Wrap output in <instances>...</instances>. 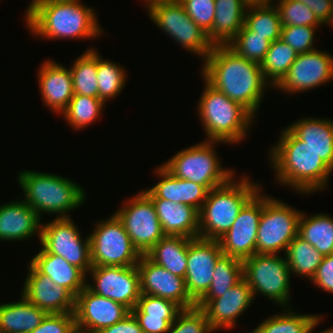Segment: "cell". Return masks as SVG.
<instances>
[{
    "instance_id": "obj_19",
    "label": "cell",
    "mask_w": 333,
    "mask_h": 333,
    "mask_svg": "<svg viewBox=\"0 0 333 333\" xmlns=\"http://www.w3.org/2000/svg\"><path fill=\"white\" fill-rule=\"evenodd\" d=\"M140 277L141 294L161 297L178 304L182 309L196 306L190 298L185 285V279L170 273L165 268L156 265L145 255H142L136 265Z\"/></svg>"
},
{
    "instance_id": "obj_17",
    "label": "cell",
    "mask_w": 333,
    "mask_h": 333,
    "mask_svg": "<svg viewBox=\"0 0 333 333\" xmlns=\"http://www.w3.org/2000/svg\"><path fill=\"white\" fill-rule=\"evenodd\" d=\"M223 254L219 240L194 238L188 244L186 290L197 303L207 292L214 275V267Z\"/></svg>"
},
{
    "instance_id": "obj_13",
    "label": "cell",
    "mask_w": 333,
    "mask_h": 333,
    "mask_svg": "<svg viewBox=\"0 0 333 333\" xmlns=\"http://www.w3.org/2000/svg\"><path fill=\"white\" fill-rule=\"evenodd\" d=\"M123 204L115 214L123 223L134 247L141 255H146L165 236L155 206L143 191Z\"/></svg>"
},
{
    "instance_id": "obj_9",
    "label": "cell",
    "mask_w": 333,
    "mask_h": 333,
    "mask_svg": "<svg viewBox=\"0 0 333 333\" xmlns=\"http://www.w3.org/2000/svg\"><path fill=\"white\" fill-rule=\"evenodd\" d=\"M301 213L280 199L263 195L256 254H278L282 251L285 253L289 243L298 235Z\"/></svg>"
},
{
    "instance_id": "obj_3",
    "label": "cell",
    "mask_w": 333,
    "mask_h": 333,
    "mask_svg": "<svg viewBox=\"0 0 333 333\" xmlns=\"http://www.w3.org/2000/svg\"><path fill=\"white\" fill-rule=\"evenodd\" d=\"M281 132L269 151V164L276 172V180L305 195L327 188L333 170L288 127Z\"/></svg>"
},
{
    "instance_id": "obj_42",
    "label": "cell",
    "mask_w": 333,
    "mask_h": 333,
    "mask_svg": "<svg viewBox=\"0 0 333 333\" xmlns=\"http://www.w3.org/2000/svg\"><path fill=\"white\" fill-rule=\"evenodd\" d=\"M183 309L173 301L148 294H141L137 305L131 310L135 317L176 319Z\"/></svg>"
},
{
    "instance_id": "obj_23",
    "label": "cell",
    "mask_w": 333,
    "mask_h": 333,
    "mask_svg": "<svg viewBox=\"0 0 333 333\" xmlns=\"http://www.w3.org/2000/svg\"><path fill=\"white\" fill-rule=\"evenodd\" d=\"M159 182L152 188L142 190L150 199H166L174 203L190 205L201 210L209 190L198 183L176 178L162 165L156 167Z\"/></svg>"
},
{
    "instance_id": "obj_43",
    "label": "cell",
    "mask_w": 333,
    "mask_h": 333,
    "mask_svg": "<svg viewBox=\"0 0 333 333\" xmlns=\"http://www.w3.org/2000/svg\"><path fill=\"white\" fill-rule=\"evenodd\" d=\"M205 312L198 307L183 309L170 326L168 333H213Z\"/></svg>"
},
{
    "instance_id": "obj_15",
    "label": "cell",
    "mask_w": 333,
    "mask_h": 333,
    "mask_svg": "<svg viewBox=\"0 0 333 333\" xmlns=\"http://www.w3.org/2000/svg\"><path fill=\"white\" fill-rule=\"evenodd\" d=\"M261 188L240 210L230 229L219 239L224 255L244 261L256 253V238L263 210Z\"/></svg>"
},
{
    "instance_id": "obj_6",
    "label": "cell",
    "mask_w": 333,
    "mask_h": 333,
    "mask_svg": "<svg viewBox=\"0 0 333 333\" xmlns=\"http://www.w3.org/2000/svg\"><path fill=\"white\" fill-rule=\"evenodd\" d=\"M234 180V181H233ZM262 188L246 176L233 177L213 188L199 211V238L219 240L235 222L242 207Z\"/></svg>"
},
{
    "instance_id": "obj_27",
    "label": "cell",
    "mask_w": 333,
    "mask_h": 333,
    "mask_svg": "<svg viewBox=\"0 0 333 333\" xmlns=\"http://www.w3.org/2000/svg\"><path fill=\"white\" fill-rule=\"evenodd\" d=\"M287 127L333 170V120L331 118L304 117Z\"/></svg>"
},
{
    "instance_id": "obj_22",
    "label": "cell",
    "mask_w": 333,
    "mask_h": 333,
    "mask_svg": "<svg viewBox=\"0 0 333 333\" xmlns=\"http://www.w3.org/2000/svg\"><path fill=\"white\" fill-rule=\"evenodd\" d=\"M37 77L44 105L52 112L61 114L74 95L70 68L46 59L39 68Z\"/></svg>"
},
{
    "instance_id": "obj_29",
    "label": "cell",
    "mask_w": 333,
    "mask_h": 333,
    "mask_svg": "<svg viewBox=\"0 0 333 333\" xmlns=\"http://www.w3.org/2000/svg\"><path fill=\"white\" fill-rule=\"evenodd\" d=\"M18 301L0 304V333H30L47 314L22 294Z\"/></svg>"
},
{
    "instance_id": "obj_24",
    "label": "cell",
    "mask_w": 333,
    "mask_h": 333,
    "mask_svg": "<svg viewBox=\"0 0 333 333\" xmlns=\"http://www.w3.org/2000/svg\"><path fill=\"white\" fill-rule=\"evenodd\" d=\"M23 200L11 201L0 206V240L23 241L34 234L41 240V219Z\"/></svg>"
},
{
    "instance_id": "obj_54",
    "label": "cell",
    "mask_w": 333,
    "mask_h": 333,
    "mask_svg": "<svg viewBox=\"0 0 333 333\" xmlns=\"http://www.w3.org/2000/svg\"><path fill=\"white\" fill-rule=\"evenodd\" d=\"M73 333H83V332L76 329Z\"/></svg>"
},
{
    "instance_id": "obj_53",
    "label": "cell",
    "mask_w": 333,
    "mask_h": 333,
    "mask_svg": "<svg viewBox=\"0 0 333 333\" xmlns=\"http://www.w3.org/2000/svg\"><path fill=\"white\" fill-rule=\"evenodd\" d=\"M319 333H333V326L330 327L329 329H326V330L321 331V332H319Z\"/></svg>"
},
{
    "instance_id": "obj_4",
    "label": "cell",
    "mask_w": 333,
    "mask_h": 333,
    "mask_svg": "<svg viewBox=\"0 0 333 333\" xmlns=\"http://www.w3.org/2000/svg\"><path fill=\"white\" fill-rule=\"evenodd\" d=\"M18 182L27 203L38 216L56 214V218H70L71 210L86 200L84 189L74 181L60 175L32 170L18 172Z\"/></svg>"
},
{
    "instance_id": "obj_52",
    "label": "cell",
    "mask_w": 333,
    "mask_h": 333,
    "mask_svg": "<svg viewBox=\"0 0 333 333\" xmlns=\"http://www.w3.org/2000/svg\"><path fill=\"white\" fill-rule=\"evenodd\" d=\"M178 0H143V2L145 3L146 8L152 6L153 4L156 3H165V2H176Z\"/></svg>"
},
{
    "instance_id": "obj_31",
    "label": "cell",
    "mask_w": 333,
    "mask_h": 333,
    "mask_svg": "<svg viewBox=\"0 0 333 333\" xmlns=\"http://www.w3.org/2000/svg\"><path fill=\"white\" fill-rule=\"evenodd\" d=\"M284 310L263 320L253 331L255 333H313L323 321L320 314H298L289 307Z\"/></svg>"
},
{
    "instance_id": "obj_33",
    "label": "cell",
    "mask_w": 333,
    "mask_h": 333,
    "mask_svg": "<svg viewBox=\"0 0 333 333\" xmlns=\"http://www.w3.org/2000/svg\"><path fill=\"white\" fill-rule=\"evenodd\" d=\"M291 274L304 276L309 280L315 275L323 255L298 235L289 243L284 254Z\"/></svg>"
},
{
    "instance_id": "obj_8",
    "label": "cell",
    "mask_w": 333,
    "mask_h": 333,
    "mask_svg": "<svg viewBox=\"0 0 333 333\" xmlns=\"http://www.w3.org/2000/svg\"><path fill=\"white\" fill-rule=\"evenodd\" d=\"M243 276L255 299L262 294L278 306L290 307V269L278 254H254L243 261Z\"/></svg>"
},
{
    "instance_id": "obj_45",
    "label": "cell",
    "mask_w": 333,
    "mask_h": 333,
    "mask_svg": "<svg viewBox=\"0 0 333 333\" xmlns=\"http://www.w3.org/2000/svg\"><path fill=\"white\" fill-rule=\"evenodd\" d=\"M178 2L205 33L211 31L215 16V0H178Z\"/></svg>"
},
{
    "instance_id": "obj_7",
    "label": "cell",
    "mask_w": 333,
    "mask_h": 333,
    "mask_svg": "<svg viewBox=\"0 0 333 333\" xmlns=\"http://www.w3.org/2000/svg\"><path fill=\"white\" fill-rule=\"evenodd\" d=\"M218 141H203L184 148L161 164L174 177L192 181L205 186L209 191L227 183L235 171L222 168L216 155Z\"/></svg>"
},
{
    "instance_id": "obj_12",
    "label": "cell",
    "mask_w": 333,
    "mask_h": 333,
    "mask_svg": "<svg viewBox=\"0 0 333 333\" xmlns=\"http://www.w3.org/2000/svg\"><path fill=\"white\" fill-rule=\"evenodd\" d=\"M71 218L42 222L40 244L48 253L61 256L87 275L92 267L89 235L82 238Z\"/></svg>"
},
{
    "instance_id": "obj_14",
    "label": "cell",
    "mask_w": 333,
    "mask_h": 333,
    "mask_svg": "<svg viewBox=\"0 0 333 333\" xmlns=\"http://www.w3.org/2000/svg\"><path fill=\"white\" fill-rule=\"evenodd\" d=\"M93 283L86 287L93 293L123 304L130 311L141 296L140 277L137 266H92Z\"/></svg>"
},
{
    "instance_id": "obj_50",
    "label": "cell",
    "mask_w": 333,
    "mask_h": 333,
    "mask_svg": "<svg viewBox=\"0 0 333 333\" xmlns=\"http://www.w3.org/2000/svg\"><path fill=\"white\" fill-rule=\"evenodd\" d=\"M97 333H143L136 317L130 312L120 322L101 329Z\"/></svg>"
},
{
    "instance_id": "obj_36",
    "label": "cell",
    "mask_w": 333,
    "mask_h": 333,
    "mask_svg": "<svg viewBox=\"0 0 333 333\" xmlns=\"http://www.w3.org/2000/svg\"><path fill=\"white\" fill-rule=\"evenodd\" d=\"M244 25L255 33L265 36L270 42L281 38V21L275 5L248 6Z\"/></svg>"
},
{
    "instance_id": "obj_41",
    "label": "cell",
    "mask_w": 333,
    "mask_h": 333,
    "mask_svg": "<svg viewBox=\"0 0 333 333\" xmlns=\"http://www.w3.org/2000/svg\"><path fill=\"white\" fill-rule=\"evenodd\" d=\"M282 26H323L314 12L299 0H276Z\"/></svg>"
},
{
    "instance_id": "obj_37",
    "label": "cell",
    "mask_w": 333,
    "mask_h": 333,
    "mask_svg": "<svg viewBox=\"0 0 333 333\" xmlns=\"http://www.w3.org/2000/svg\"><path fill=\"white\" fill-rule=\"evenodd\" d=\"M105 106L106 104L98 97L74 94L61 115L69 126L80 130L98 120Z\"/></svg>"
},
{
    "instance_id": "obj_2",
    "label": "cell",
    "mask_w": 333,
    "mask_h": 333,
    "mask_svg": "<svg viewBox=\"0 0 333 333\" xmlns=\"http://www.w3.org/2000/svg\"><path fill=\"white\" fill-rule=\"evenodd\" d=\"M25 12L26 27L36 38L92 39L103 34L95 10L80 0H33Z\"/></svg>"
},
{
    "instance_id": "obj_30",
    "label": "cell",
    "mask_w": 333,
    "mask_h": 333,
    "mask_svg": "<svg viewBox=\"0 0 333 333\" xmlns=\"http://www.w3.org/2000/svg\"><path fill=\"white\" fill-rule=\"evenodd\" d=\"M191 240L183 236L165 235L145 256L170 273L185 278L188 244Z\"/></svg>"
},
{
    "instance_id": "obj_1",
    "label": "cell",
    "mask_w": 333,
    "mask_h": 333,
    "mask_svg": "<svg viewBox=\"0 0 333 333\" xmlns=\"http://www.w3.org/2000/svg\"><path fill=\"white\" fill-rule=\"evenodd\" d=\"M203 62L201 77L255 117L264 90L270 87L260 64L239 56L228 45L213 46Z\"/></svg>"
},
{
    "instance_id": "obj_35",
    "label": "cell",
    "mask_w": 333,
    "mask_h": 333,
    "mask_svg": "<svg viewBox=\"0 0 333 333\" xmlns=\"http://www.w3.org/2000/svg\"><path fill=\"white\" fill-rule=\"evenodd\" d=\"M74 94L99 98L97 81V51L87 49L70 67Z\"/></svg>"
},
{
    "instance_id": "obj_44",
    "label": "cell",
    "mask_w": 333,
    "mask_h": 333,
    "mask_svg": "<svg viewBox=\"0 0 333 333\" xmlns=\"http://www.w3.org/2000/svg\"><path fill=\"white\" fill-rule=\"evenodd\" d=\"M313 26H282L281 39L290 45L297 54L316 50L314 47V36L316 29Z\"/></svg>"
},
{
    "instance_id": "obj_5",
    "label": "cell",
    "mask_w": 333,
    "mask_h": 333,
    "mask_svg": "<svg viewBox=\"0 0 333 333\" xmlns=\"http://www.w3.org/2000/svg\"><path fill=\"white\" fill-rule=\"evenodd\" d=\"M203 81H205V88L199 98L197 111L206 133V141L232 145L240 143L243 138L245 140L255 117L241 104L229 99L205 79Z\"/></svg>"
},
{
    "instance_id": "obj_26",
    "label": "cell",
    "mask_w": 333,
    "mask_h": 333,
    "mask_svg": "<svg viewBox=\"0 0 333 333\" xmlns=\"http://www.w3.org/2000/svg\"><path fill=\"white\" fill-rule=\"evenodd\" d=\"M30 263L54 283L67 288L75 297L86 287L87 275L61 256L48 253L42 246Z\"/></svg>"
},
{
    "instance_id": "obj_10",
    "label": "cell",
    "mask_w": 333,
    "mask_h": 333,
    "mask_svg": "<svg viewBox=\"0 0 333 333\" xmlns=\"http://www.w3.org/2000/svg\"><path fill=\"white\" fill-rule=\"evenodd\" d=\"M89 235L92 266H136L141 254L134 247L121 220L112 214L94 224Z\"/></svg>"
},
{
    "instance_id": "obj_40",
    "label": "cell",
    "mask_w": 333,
    "mask_h": 333,
    "mask_svg": "<svg viewBox=\"0 0 333 333\" xmlns=\"http://www.w3.org/2000/svg\"><path fill=\"white\" fill-rule=\"evenodd\" d=\"M270 43L265 36L255 35L244 25L228 46L239 56L261 64L269 50Z\"/></svg>"
},
{
    "instance_id": "obj_25",
    "label": "cell",
    "mask_w": 333,
    "mask_h": 333,
    "mask_svg": "<svg viewBox=\"0 0 333 333\" xmlns=\"http://www.w3.org/2000/svg\"><path fill=\"white\" fill-rule=\"evenodd\" d=\"M165 235L199 237V211L166 199H151Z\"/></svg>"
},
{
    "instance_id": "obj_34",
    "label": "cell",
    "mask_w": 333,
    "mask_h": 333,
    "mask_svg": "<svg viewBox=\"0 0 333 333\" xmlns=\"http://www.w3.org/2000/svg\"><path fill=\"white\" fill-rule=\"evenodd\" d=\"M297 52L281 38L270 43L260 64L265 80L272 89L283 79L297 58Z\"/></svg>"
},
{
    "instance_id": "obj_51",
    "label": "cell",
    "mask_w": 333,
    "mask_h": 333,
    "mask_svg": "<svg viewBox=\"0 0 333 333\" xmlns=\"http://www.w3.org/2000/svg\"><path fill=\"white\" fill-rule=\"evenodd\" d=\"M275 1V0H274ZM273 0H244L247 6L272 5Z\"/></svg>"
},
{
    "instance_id": "obj_28",
    "label": "cell",
    "mask_w": 333,
    "mask_h": 333,
    "mask_svg": "<svg viewBox=\"0 0 333 333\" xmlns=\"http://www.w3.org/2000/svg\"><path fill=\"white\" fill-rule=\"evenodd\" d=\"M247 5L244 0H215V16L209 41L215 45H228L244 26Z\"/></svg>"
},
{
    "instance_id": "obj_21",
    "label": "cell",
    "mask_w": 333,
    "mask_h": 333,
    "mask_svg": "<svg viewBox=\"0 0 333 333\" xmlns=\"http://www.w3.org/2000/svg\"><path fill=\"white\" fill-rule=\"evenodd\" d=\"M22 295L33 305L49 313L74 312L76 297L65 287L41 274L30 262Z\"/></svg>"
},
{
    "instance_id": "obj_32",
    "label": "cell",
    "mask_w": 333,
    "mask_h": 333,
    "mask_svg": "<svg viewBox=\"0 0 333 333\" xmlns=\"http://www.w3.org/2000/svg\"><path fill=\"white\" fill-rule=\"evenodd\" d=\"M301 213L298 236L314 246L323 256L333 254V217L329 214L306 216ZM307 217V218H306Z\"/></svg>"
},
{
    "instance_id": "obj_49",
    "label": "cell",
    "mask_w": 333,
    "mask_h": 333,
    "mask_svg": "<svg viewBox=\"0 0 333 333\" xmlns=\"http://www.w3.org/2000/svg\"><path fill=\"white\" fill-rule=\"evenodd\" d=\"M143 333H168L175 319L136 317Z\"/></svg>"
},
{
    "instance_id": "obj_18",
    "label": "cell",
    "mask_w": 333,
    "mask_h": 333,
    "mask_svg": "<svg viewBox=\"0 0 333 333\" xmlns=\"http://www.w3.org/2000/svg\"><path fill=\"white\" fill-rule=\"evenodd\" d=\"M130 312L123 304L99 296L85 287L75 300L76 329L83 333H97L120 322Z\"/></svg>"
},
{
    "instance_id": "obj_48",
    "label": "cell",
    "mask_w": 333,
    "mask_h": 333,
    "mask_svg": "<svg viewBox=\"0 0 333 333\" xmlns=\"http://www.w3.org/2000/svg\"><path fill=\"white\" fill-rule=\"evenodd\" d=\"M325 25H333V0H299ZM331 24V25H330Z\"/></svg>"
},
{
    "instance_id": "obj_38",
    "label": "cell",
    "mask_w": 333,
    "mask_h": 333,
    "mask_svg": "<svg viewBox=\"0 0 333 333\" xmlns=\"http://www.w3.org/2000/svg\"><path fill=\"white\" fill-rule=\"evenodd\" d=\"M243 278V261L222 254L214 267L212 283L201 299L219 298Z\"/></svg>"
},
{
    "instance_id": "obj_47",
    "label": "cell",
    "mask_w": 333,
    "mask_h": 333,
    "mask_svg": "<svg viewBox=\"0 0 333 333\" xmlns=\"http://www.w3.org/2000/svg\"><path fill=\"white\" fill-rule=\"evenodd\" d=\"M320 290L333 295V254L323 257L322 262L310 280Z\"/></svg>"
},
{
    "instance_id": "obj_16",
    "label": "cell",
    "mask_w": 333,
    "mask_h": 333,
    "mask_svg": "<svg viewBox=\"0 0 333 333\" xmlns=\"http://www.w3.org/2000/svg\"><path fill=\"white\" fill-rule=\"evenodd\" d=\"M333 80V55L318 49L297 55L283 79L274 87L286 93L305 92Z\"/></svg>"
},
{
    "instance_id": "obj_20",
    "label": "cell",
    "mask_w": 333,
    "mask_h": 333,
    "mask_svg": "<svg viewBox=\"0 0 333 333\" xmlns=\"http://www.w3.org/2000/svg\"><path fill=\"white\" fill-rule=\"evenodd\" d=\"M252 301L251 288L243 278L219 298L200 299L196 307L205 312L211 328L217 331L235 328L237 318L248 310Z\"/></svg>"
},
{
    "instance_id": "obj_46",
    "label": "cell",
    "mask_w": 333,
    "mask_h": 333,
    "mask_svg": "<svg viewBox=\"0 0 333 333\" xmlns=\"http://www.w3.org/2000/svg\"><path fill=\"white\" fill-rule=\"evenodd\" d=\"M76 330L74 312L49 313L30 333H73Z\"/></svg>"
},
{
    "instance_id": "obj_11",
    "label": "cell",
    "mask_w": 333,
    "mask_h": 333,
    "mask_svg": "<svg viewBox=\"0 0 333 333\" xmlns=\"http://www.w3.org/2000/svg\"><path fill=\"white\" fill-rule=\"evenodd\" d=\"M147 9L151 21L190 53L205 60L212 51L213 44L207 33L188 16L178 1L156 3Z\"/></svg>"
},
{
    "instance_id": "obj_39",
    "label": "cell",
    "mask_w": 333,
    "mask_h": 333,
    "mask_svg": "<svg viewBox=\"0 0 333 333\" xmlns=\"http://www.w3.org/2000/svg\"><path fill=\"white\" fill-rule=\"evenodd\" d=\"M101 57L97 52V81L99 99L106 103L122 92L126 85L127 73L120 64Z\"/></svg>"
}]
</instances>
